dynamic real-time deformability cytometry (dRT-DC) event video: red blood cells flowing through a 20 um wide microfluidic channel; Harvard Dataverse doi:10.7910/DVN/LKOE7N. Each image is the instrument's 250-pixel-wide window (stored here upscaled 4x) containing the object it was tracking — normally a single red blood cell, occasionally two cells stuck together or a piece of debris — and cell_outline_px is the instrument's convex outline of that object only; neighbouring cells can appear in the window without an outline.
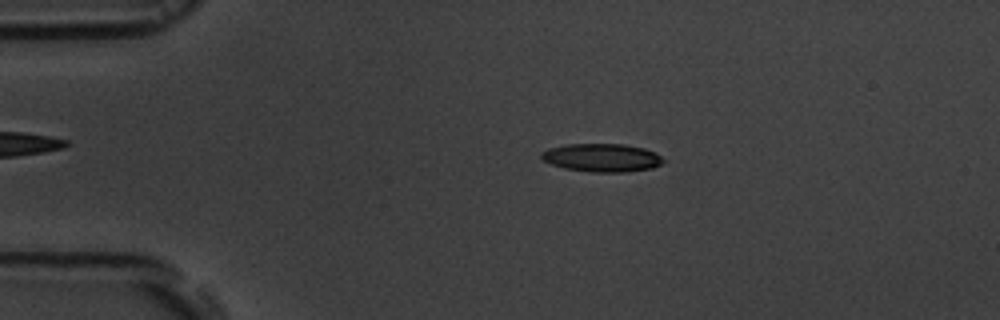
{"species": "common noctule bat (a hibernating species)", "species_latin": "Nyctalus noctula", "temperature_condition": "room temperature", "stored_images_in_passage": 4, "camera_frame_rate_fps": 3000, "um_per_image_px": 0.085, "animal": {"sex": "male", "body_mass_g": 19.5, "forearm_length_mm": 54.6}, "frame": {"image": 1, "passage_image": 2, "time_ms": 2.0, "image_size_px": [1000, 320], "cell_outline_px": [[668, 160], [652, 168], [624, 172], [592, 172], [564, 168], [552, 164], [544, 160], [540, 156], [540, 152], [548, 148], [568, 144], [624, 144], [644, 148], [656, 152]], "centroid_in_image_um": [51.2, 13.4], "position_along_channel_um": 33.8, "area_um2": 20.17}}
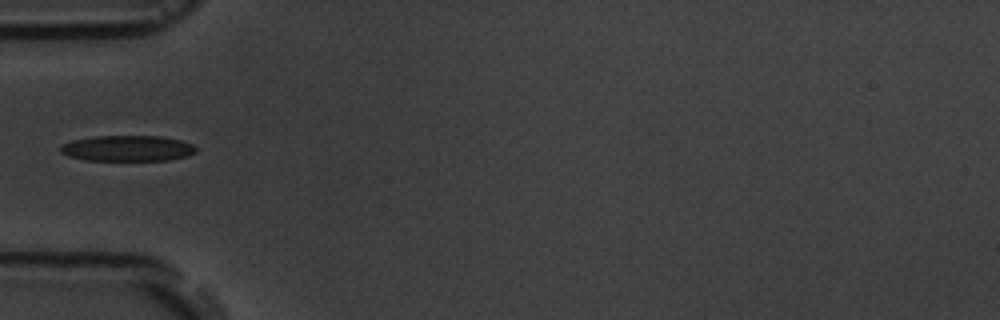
{"frame": {"image": 2, "passage_image": 4, "time_ms": 4.333, "image_size_px": [1000, 320], "cell_outline_px": [[196, 152], [188, 156], [168, 160], [88, 160], [68, 156], [60, 152], [60, 144], [72, 140], [96, 136], [160, 136], [180, 140], [192, 144], [196, 148]], "centroid_in_image_um": [10.82, 12.6], "position_along_channel_um": 74.2, "area_um2": 20.35}}